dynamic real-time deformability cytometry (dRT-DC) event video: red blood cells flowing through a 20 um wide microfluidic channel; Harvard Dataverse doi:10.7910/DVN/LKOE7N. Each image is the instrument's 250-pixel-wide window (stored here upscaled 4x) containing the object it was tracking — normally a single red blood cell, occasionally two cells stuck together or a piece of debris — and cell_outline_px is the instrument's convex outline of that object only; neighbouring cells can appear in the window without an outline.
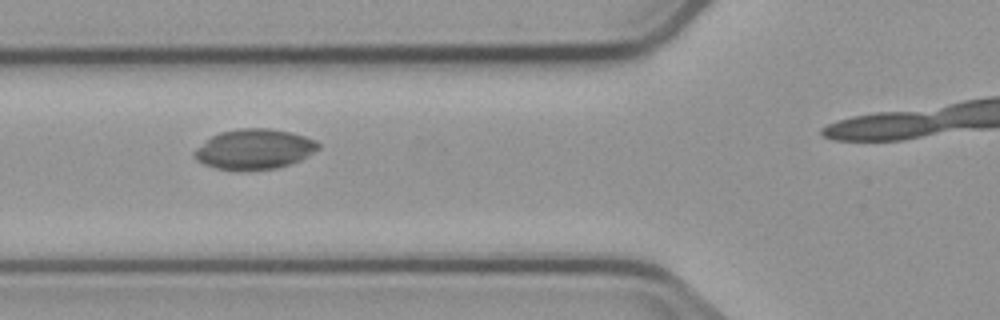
{"species": "common noctule bat (a hibernating species)", "species_latin": "Nyctalus noctula", "temperature_condition": "cold", "stored_images_in_passage": 4, "camera_frame_rate_fps": 3000, "um_per_image_px": 0.085, "animal": {"sex": "male", "body_mass_g": 23.1, "forearm_length_mm": 52.7}, "frame": {"image": 1, "passage_image": 3, "time_ms": 2.333, "image_size_px": [1000, 320], "cell_outline_px": [[320, 148], [308, 156], [300, 160], [276, 168], [244, 172], [240, 172], [216, 168], [204, 164], [196, 160], [192, 152], [196, 148], [212, 136], [220, 132], [240, 128], [268, 128], [292, 132], [316, 140], [320, 144]], "centroid_in_image_um": [21.61, 12.69], "position_along_channel_um": 104.2, "area_um2": 29.36}}